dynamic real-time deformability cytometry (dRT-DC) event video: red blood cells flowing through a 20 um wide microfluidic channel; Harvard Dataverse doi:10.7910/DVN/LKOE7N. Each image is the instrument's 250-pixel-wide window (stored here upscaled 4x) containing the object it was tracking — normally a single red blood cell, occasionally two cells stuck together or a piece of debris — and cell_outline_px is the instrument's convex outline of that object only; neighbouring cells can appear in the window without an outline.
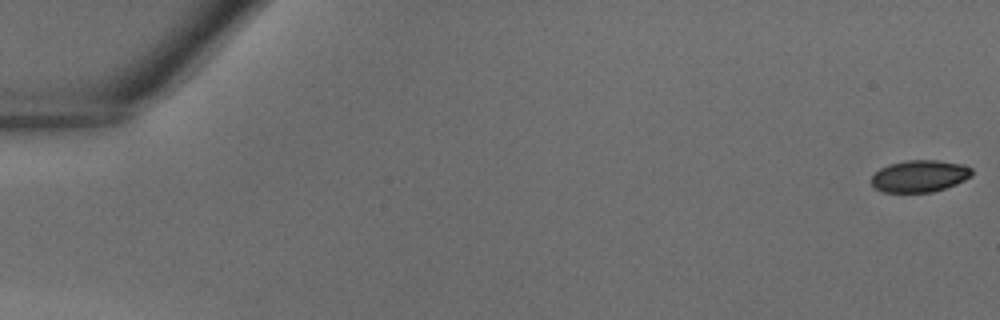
{"species": "common noctule bat (a hibernating species)", "species_latin": "Nyctalus noctula", "temperature_condition": "warm", "stored_images_in_passage": 42, "camera_frame_rate_fps": 3000, "um_per_image_px": 0.085, "animal": {"sex": "male", "body_mass_g": 18.8}, "frame": {"image": 1, "passage_image": 1, "time_ms": 0.0, "image_size_px": [1000, 320], "cell_outline_px": [[972, 176], [956, 184], [932, 192], [884, 192], [876, 188], [872, 184], [872, 176], [880, 168], [888, 164], [904, 160], [940, 160], [964, 164], [972, 168]], "centroid_in_image_um": [78.19, 14.95], "position_along_channel_um": 6.8, "area_um2": 18.79}}
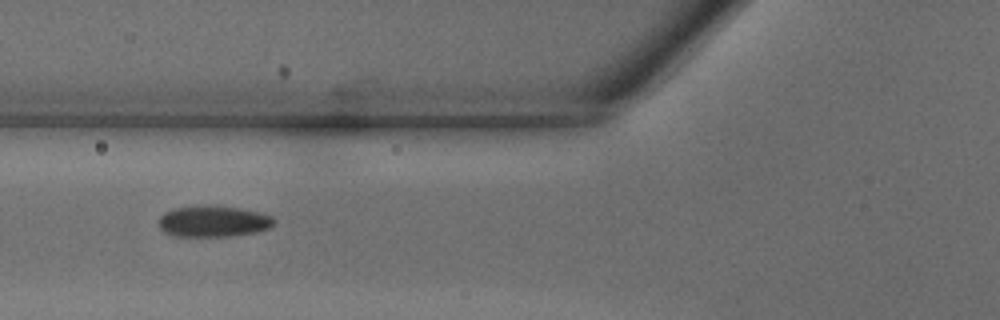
{"frame": {"image": 2, "passage_image": 17, "time_ms": 5.333, "image_size_px": [1000, 320], "cell_outline_px": [[276, 224], [268, 228], [256, 232], [228, 236], [172, 236], [164, 232], [160, 228], [160, 216], [164, 212], [172, 208], [240, 208], [260, 212], [272, 216], [276, 220]], "centroid_in_image_um": [18.17, 18.85], "position_along_channel_um": 107.6, "area_um2": 20.29}}
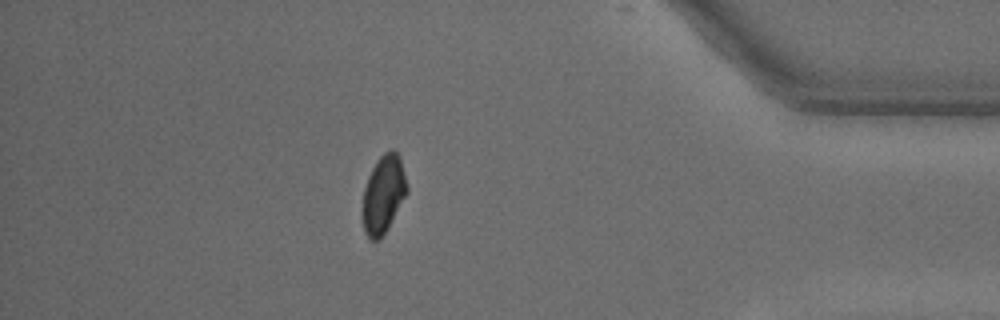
{"frame": {"image": 3, "passage_image": 37, "time_ms": 12.0, "image_size_px": [1000, 320], "cell_outline_px": [[408, 192], [388, 228], [380, 240], [372, 240], [364, 232], [360, 208], [364, 188], [368, 176], [376, 160], [384, 152], [392, 148], [400, 156], [408, 188]], "centroid_in_image_um": [32.56, 16.52], "position_along_channel_um": 402.6, "area_um2": 20.63}}